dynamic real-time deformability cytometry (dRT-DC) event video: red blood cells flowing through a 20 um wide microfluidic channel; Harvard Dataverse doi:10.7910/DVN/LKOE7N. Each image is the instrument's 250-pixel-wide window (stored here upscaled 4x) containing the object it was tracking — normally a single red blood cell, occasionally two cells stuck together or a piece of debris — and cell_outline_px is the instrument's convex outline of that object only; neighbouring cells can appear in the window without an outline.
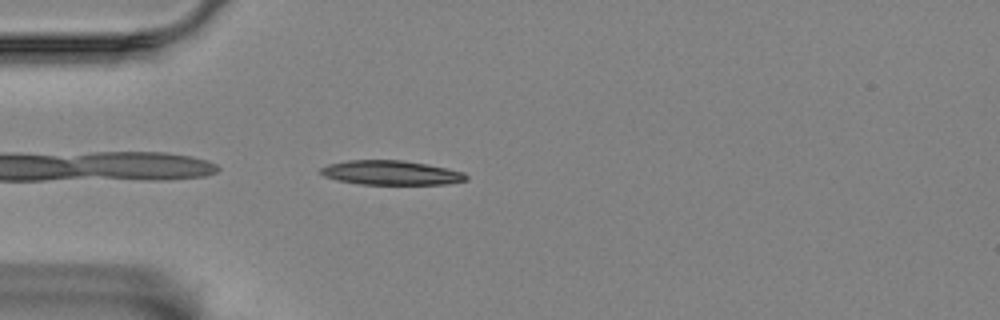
{"species": "Egyptian fruit bat (a non-hibernating species)", "species_latin": "Rousettus aegyptiacus", "temperature_condition": "room temperature", "stored_images_in_passage": 27, "camera_frame_rate_fps": 3000, "um_per_image_px": 0.085, "animal": {"sex": "female"}, "frame": {"image": 1, "passage_image": 1, "time_ms": 0.0, "image_size_px": [1000, 320], "cell_outline_px": [[468, 180], [444, 184], [360, 184], [336, 180], [324, 176], [320, 172], [320, 168], [328, 164], [348, 160], [404, 160], [428, 164], [448, 168], [464, 172], [468, 176]], "centroid_in_image_um": [33.25, 14.68], "position_along_channel_um": 51.8, "area_um2": 20.75}}
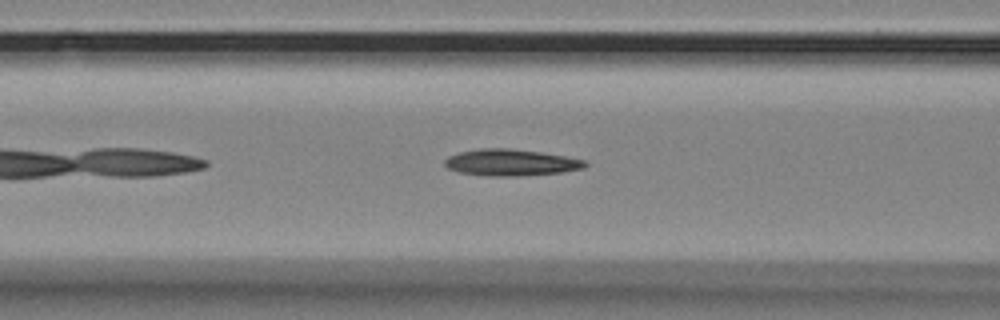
{"frame": {"image": 2, "passage_image": 8, "time_ms": 2.333, "image_size_px": [1000, 320], "cell_outline_px": [[588, 164], [584, 168], [560, 172], [516, 176], [492, 176], [460, 172], [448, 168], [444, 164], [444, 160], [448, 156], [460, 152], [480, 148], [508, 148], [540, 152], [564, 156], [584, 160]], "centroid_in_image_um": [43.4, 13.8], "position_along_channel_um": 123.2, "area_um2": 21.44}}
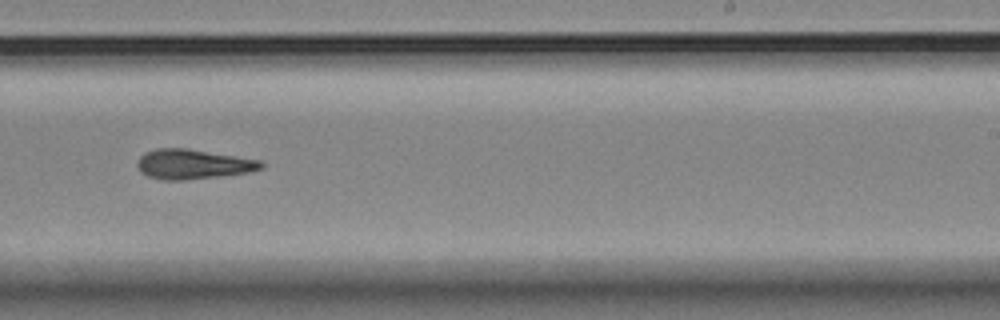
{"frame": {"image": 3, "passage_image": 21, "time_ms": 6.667, "image_size_px": [1000, 320], "cell_outline_px": [[264, 168], [248, 172], [220, 176], [184, 180], [160, 180], [148, 176], [140, 172], [136, 164], [136, 160], [144, 152], [156, 148], [184, 148], [260, 160], [264, 164]], "centroid_in_image_um": [16.35, 13.96], "position_along_channel_um": 272.7, "area_um2": 21.5}}